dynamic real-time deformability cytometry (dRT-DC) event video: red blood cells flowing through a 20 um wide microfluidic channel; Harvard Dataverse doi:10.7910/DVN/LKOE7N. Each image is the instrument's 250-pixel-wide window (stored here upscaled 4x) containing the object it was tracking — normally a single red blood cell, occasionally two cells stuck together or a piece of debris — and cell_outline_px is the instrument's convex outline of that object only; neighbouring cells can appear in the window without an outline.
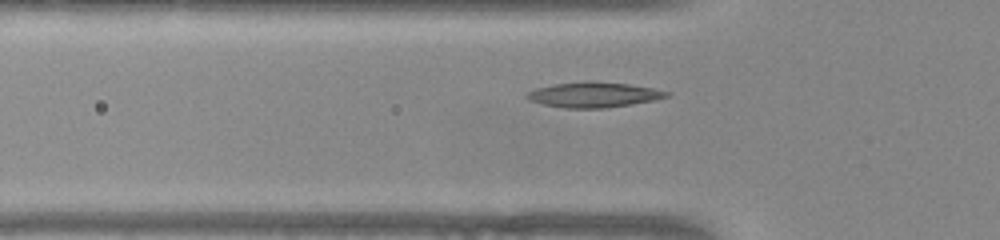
{"species": "common noctule bat (a hibernating species)", "species_latin": "Nyctalus noctula", "temperature_condition": "warm", "stored_images_in_passage": 35, "camera_frame_rate_fps": 3000, "um_per_image_px": 0.085, "animal": {"sex": "female", "body_mass_g": 22.0, "forearm_length_mm": 56.7}, "frame": {"image": 1, "passage_image": 6, "time_ms": 1.667, "image_size_px": [1000, 240], "cell_outline_px": [[672, 92], [668, 96], [652, 100], [632, 104], [604, 108], [564, 108], [544, 104], [528, 100], [524, 96], [528, 92], [536, 88], [552, 84], [588, 80], [592, 80], [628, 84], [652, 88]], "centroid_in_image_um": [50.43, 8.04], "position_along_channel_um": 75.4, "area_um2": 20.63}}
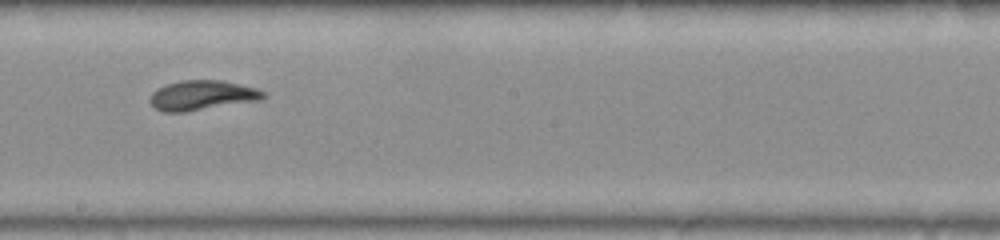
{"frame": {"image": 2, "passage_image": 18, "time_ms": 5.667, "image_size_px": [1000, 240], "cell_outline_px": [[264, 96], [260, 100], [184, 112], [164, 112], [156, 108], [148, 100], [152, 92], [156, 88], [180, 80], [220, 80], [256, 88], [264, 92]], "centroid_in_image_um": [17.13, 8.1], "position_along_channel_um": 231.1, "area_um2": 19.48}}
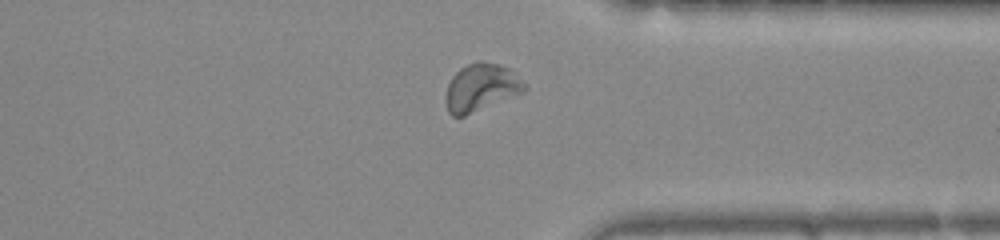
{"frame": {"image": 3, "passage_image": 29, "time_ms": 9.333, "image_size_px": [1000, 240], "cell_outline_px": [[528, 88], [524, 92], [464, 116], [452, 116], [448, 112], [444, 100], [444, 96], [448, 84], [452, 76], [460, 68], [468, 64], [480, 60], [484, 60], [508, 68]], "centroid_in_image_um": [40.84, 7.45], "position_along_channel_um": 370.6, "area_um2": 21.73}, "authors_computed_cell_mechanics": {"area_um2": 19.5942, "velocity_mm_per_s": 3.8871, "shape_relaxation_time_tau1_ms": 3.4382, "shape_relaxation_time_tau2_ms": 1.639, "deformation_change_tau1": 0.1302, "deformation_change_tau2": 0.0715}}